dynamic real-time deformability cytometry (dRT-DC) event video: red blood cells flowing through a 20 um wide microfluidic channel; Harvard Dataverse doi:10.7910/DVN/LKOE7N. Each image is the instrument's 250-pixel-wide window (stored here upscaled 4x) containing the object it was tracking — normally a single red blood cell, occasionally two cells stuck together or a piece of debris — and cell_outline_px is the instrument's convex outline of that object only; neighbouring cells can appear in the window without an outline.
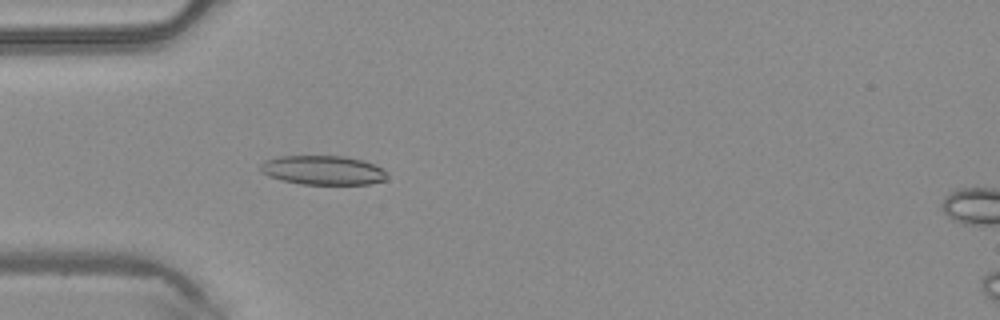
{"species": "common noctule bat (a hibernating species)", "species_latin": "Nyctalus noctula", "temperature_condition": "warm", "stored_images_in_passage": 47, "camera_frame_rate_fps": 3000, "um_per_image_px": 0.085, "animal": {"sex": "male", "body_mass_g": 20.4}, "frame": {"image": 1, "passage_image": 14, "time_ms": 4.333, "image_size_px": [1000, 320], "cell_outline_px": [[388, 180], [368, 184], [300, 184], [280, 180], [268, 176], [260, 172], [260, 164], [264, 160], [280, 156], [344, 156], [364, 160], [376, 164], [384, 168], [388, 172]], "centroid_in_image_um": [27.49, 14.47], "position_along_channel_um": 57.5, "area_um2": 22.02}}
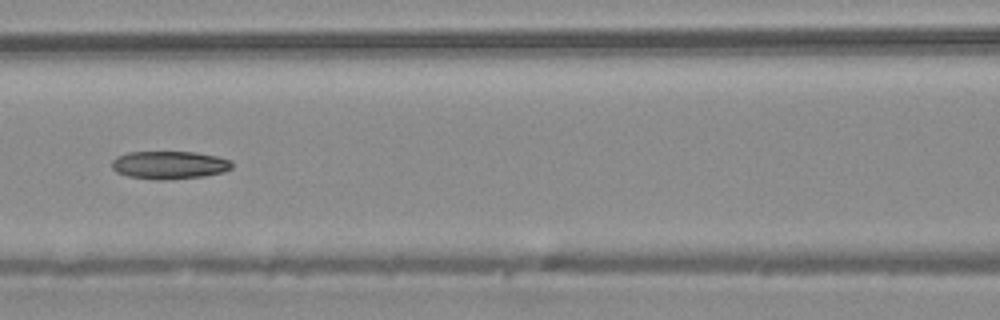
{"frame": {"image": 2, "passage_image": 21, "time_ms": 6.667, "image_size_px": [1000, 320], "cell_outline_px": [[232, 168], [224, 172], [204, 176], [164, 180], [156, 180], [128, 176], [116, 172], [112, 168], [112, 160], [116, 156], [128, 152], [196, 152], [216, 156], [232, 160]], "centroid_in_image_um": [14.4, 14.02], "position_along_channel_um": 152.2, "area_um2": 19.71}}
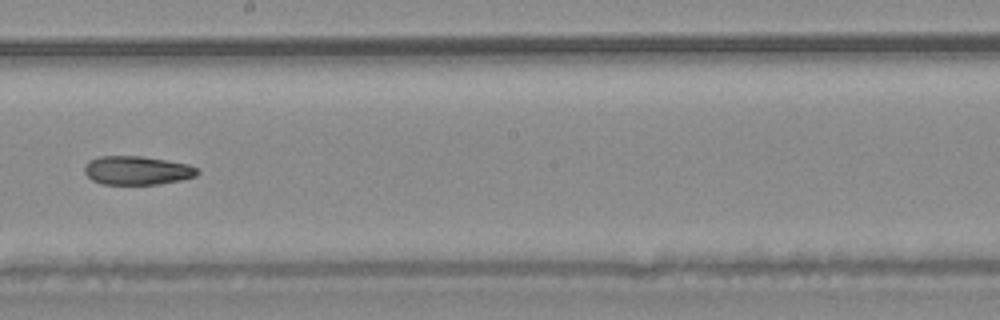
{"frame": {"image": 3, "passage_image": 27, "time_ms": 8.667, "image_size_px": [1000, 320], "cell_outline_px": [[200, 172], [196, 176], [180, 180], [160, 184], [100, 184], [92, 180], [84, 172], [84, 164], [88, 160], [100, 156], [140, 156], [168, 160], [188, 164], [196, 168]], "centroid_in_image_um": [11.63, 14.48], "position_along_channel_um": 236.6, "area_um2": 19.02}}